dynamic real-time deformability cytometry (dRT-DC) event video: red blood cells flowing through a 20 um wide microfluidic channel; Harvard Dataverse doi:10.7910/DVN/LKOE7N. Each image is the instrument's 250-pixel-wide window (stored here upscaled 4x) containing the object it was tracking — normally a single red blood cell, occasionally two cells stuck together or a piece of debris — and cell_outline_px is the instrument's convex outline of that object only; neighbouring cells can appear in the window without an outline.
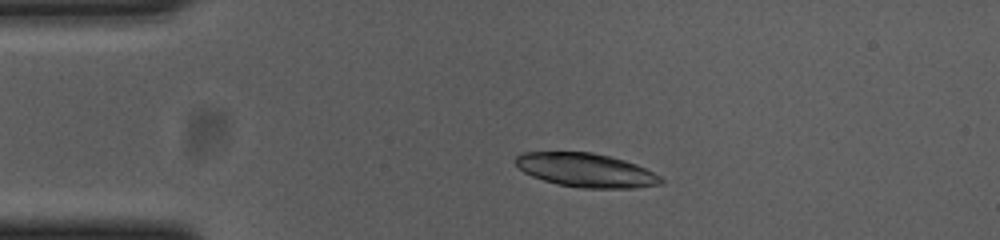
{"species": "common noctule bat (a hibernating species)", "species_latin": "Nyctalus noctula", "temperature_condition": "cold", "stored_images_in_passage": 44, "camera_frame_rate_fps": 3000, "um_per_image_px": 0.085, "animal": {"sex": "female", "body_mass_g": 23.0, "forearm_length_mm": 53.4}, "frame": {"image": 1, "passage_image": 1, "time_ms": 0.0, "image_size_px": [1000, 240], "cell_outline_px": [[664, 184], [636, 188], [580, 188], [560, 184], [544, 180], [532, 176], [524, 172], [516, 164], [516, 156], [524, 152], [592, 152], [624, 160], [636, 164], [660, 176], [664, 180]], "centroid_in_image_um": [49.84, 14.47], "position_along_channel_um": 35.2, "area_um2": 28.5}}